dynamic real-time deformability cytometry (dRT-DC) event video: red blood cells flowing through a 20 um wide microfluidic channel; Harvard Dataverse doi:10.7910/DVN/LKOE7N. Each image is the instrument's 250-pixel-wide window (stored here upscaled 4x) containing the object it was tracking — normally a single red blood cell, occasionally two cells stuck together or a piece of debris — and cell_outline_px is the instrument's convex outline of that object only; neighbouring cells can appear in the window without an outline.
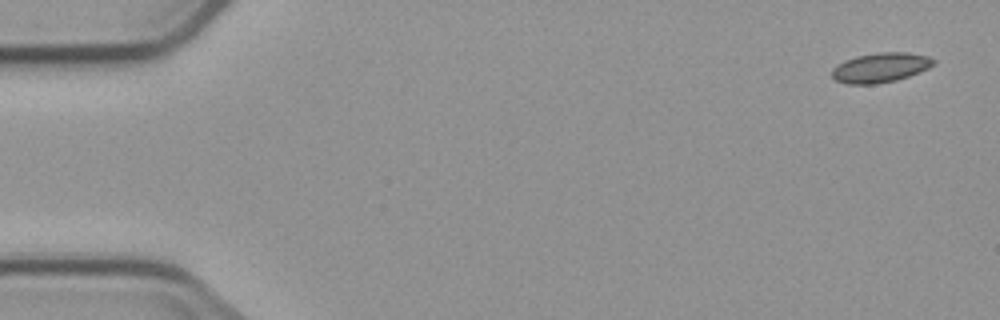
{"species": "common noctule bat (a hibernating species)", "species_latin": "Nyctalus noctula", "temperature_condition": "cold", "stored_images_in_passage": 4, "camera_frame_rate_fps": 3000, "um_per_image_px": 0.085, "animal": {"sex": "male", "body_mass_g": 23.1, "forearm_length_mm": 52.7}, "frame": {"image": 1, "passage_image": 1, "time_ms": 0.0, "image_size_px": [1000, 320], "cell_outline_px": [[936, 64], [928, 68], [908, 76], [896, 80], [876, 84], [848, 84], [836, 80], [832, 76], [832, 68], [844, 60], [856, 56], [880, 52], [904, 52], [928, 56], [936, 60]], "centroid_in_image_um": [74.84, 5.74], "position_along_channel_um": 10.2, "area_um2": 17.51}}